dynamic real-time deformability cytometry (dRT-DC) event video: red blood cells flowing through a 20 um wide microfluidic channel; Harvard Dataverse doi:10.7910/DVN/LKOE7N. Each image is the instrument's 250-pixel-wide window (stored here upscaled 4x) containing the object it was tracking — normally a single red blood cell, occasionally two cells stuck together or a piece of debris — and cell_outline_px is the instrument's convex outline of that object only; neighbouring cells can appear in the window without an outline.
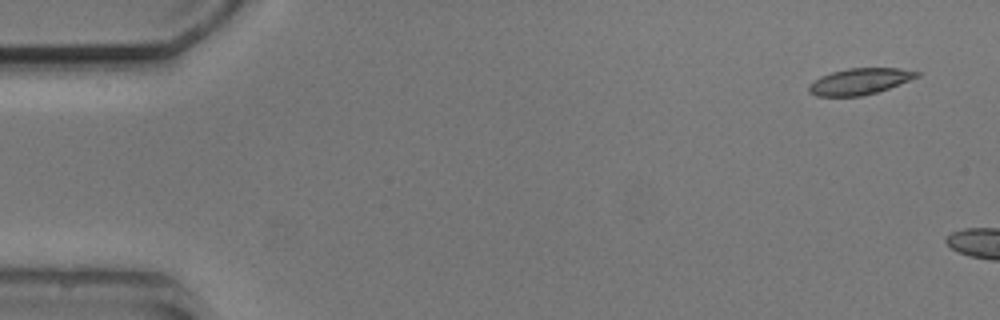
{"species": "common noctule bat (a hibernating species)", "species_latin": "Nyctalus noctula", "temperature_condition": "cold", "stored_images_in_passage": 2, "camera_frame_rate_fps": 3000, "um_per_image_px": 0.085, "animal": {"sex": "male", "body_mass_g": 20.5, "forearm_length_mm": 52.5}, "frame": {"image": 1, "passage_image": 2, "time_ms": 1.0, "image_size_px": [1000, 320], "cell_outline_px": [[920, 76], [888, 88], [876, 92], [860, 96], [816, 96], [808, 92], [808, 84], [820, 76], [832, 72], [848, 68], [900, 68], [920, 72]], "centroid_in_image_um": [73.04, 6.91], "position_along_channel_um": 12.0, "area_um2": 16.47}}